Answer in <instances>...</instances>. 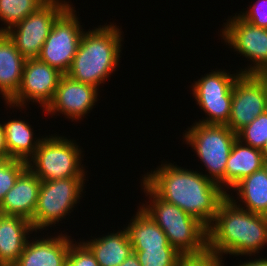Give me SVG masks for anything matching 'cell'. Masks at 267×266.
Listing matches in <instances>:
<instances>
[{"mask_svg":"<svg viewBox=\"0 0 267 266\" xmlns=\"http://www.w3.org/2000/svg\"><path fill=\"white\" fill-rule=\"evenodd\" d=\"M143 177V182L161 199L181 208L207 228L227 197L219 184L204 174L170 164H161Z\"/></svg>","mask_w":267,"mask_h":266,"instance_id":"1","label":"cell"},{"mask_svg":"<svg viewBox=\"0 0 267 266\" xmlns=\"http://www.w3.org/2000/svg\"><path fill=\"white\" fill-rule=\"evenodd\" d=\"M237 205L227 194L208 230V252L222 256L254 255L267 244V216Z\"/></svg>","mask_w":267,"mask_h":266,"instance_id":"2","label":"cell"},{"mask_svg":"<svg viewBox=\"0 0 267 266\" xmlns=\"http://www.w3.org/2000/svg\"><path fill=\"white\" fill-rule=\"evenodd\" d=\"M121 33L114 24L104 25L86 33L84 31L66 75L99 88L119 65L123 41Z\"/></svg>","mask_w":267,"mask_h":266,"instance_id":"3","label":"cell"},{"mask_svg":"<svg viewBox=\"0 0 267 266\" xmlns=\"http://www.w3.org/2000/svg\"><path fill=\"white\" fill-rule=\"evenodd\" d=\"M144 192L151 201L141 207L164 231L172 247L183 256L201 255L208 251L207 227L178 206L158 197L144 182Z\"/></svg>","mask_w":267,"mask_h":266,"instance_id":"4","label":"cell"},{"mask_svg":"<svg viewBox=\"0 0 267 266\" xmlns=\"http://www.w3.org/2000/svg\"><path fill=\"white\" fill-rule=\"evenodd\" d=\"M190 127L183 134L186 144L192 146L207 168L210 176H205L225 190V169L237 133L227 125L195 122Z\"/></svg>","mask_w":267,"mask_h":266,"instance_id":"5","label":"cell"},{"mask_svg":"<svg viewBox=\"0 0 267 266\" xmlns=\"http://www.w3.org/2000/svg\"><path fill=\"white\" fill-rule=\"evenodd\" d=\"M62 136L42 138L27 167L41 180L50 181L71 177H84L81 149ZM32 161V162H31Z\"/></svg>","mask_w":267,"mask_h":266,"instance_id":"6","label":"cell"},{"mask_svg":"<svg viewBox=\"0 0 267 266\" xmlns=\"http://www.w3.org/2000/svg\"><path fill=\"white\" fill-rule=\"evenodd\" d=\"M85 177H71L41 181L38 202L31 221L37 232L56 222L69 213L77 204L84 190Z\"/></svg>","mask_w":267,"mask_h":266,"instance_id":"7","label":"cell"},{"mask_svg":"<svg viewBox=\"0 0 267 266\" xmlns=\"http://www.w3.org/2000/svg\"><path fill=\"white\" fill-rule=\"evenodd\" d=\"M69 6L65 0H47L5 33L26 60L38 58L54 22Z\"/></svg>","mask_w":267,"mask_h":266,"instance_id":"8","label":"cell"},{"mask_svg":"<svg viewBox=\"0 0 267 266\" xmlns=\"http://www.w3.org/2000/svg\"><path fill=\"white\" fill-rule=\"evenodd\" d=\"M70 5L54 22L38 59L66 74L77 53L84 29Z\"/></svg>","mask_w":267,"mask_h":266,"instance_id":"9","label":"cell"},{"mask_svg":"<svg viewBox=\"0 0 267 266\" xmlns=\"http://www.w3.org/2000/svg\"><path fill=\"white\" fill-rule=\"evenodd\" d=\"M241 75L229 74L223 71H213L206 74L192 86L193 96L199 107L207 113L206 119L199 123L226 125L231 114L232 89L235 81Z\"/></svg>","mask_w":267,"mask_h":266,"instance_id":"10","label":"cell"},{"mask_svg":"<svg viewBox=\"0 0 267 266\" xmlns=\"http://www.w3.org/2000/svg\"><path fill=\"white\" fill-rule=\"evenodd\" d=\"M221 35L237 53L253 61L254 66L251 64L241 70V74H257L267 70V29L253 26L235 14L225 23Z\"/></svg>","mask_w":267,"mask_h":266,"instance_id":"11","label":"cell"},{"mask_svg":"<svg viewBox=\"0 0 267 266\" xmlns=\"http://www.w3.org/2000/svg\"><path fill=\"white\" fill-rule=\"evenodd\" d=\"M62 76L59 70L38 58L25 60L20 88L7 104L22 107L30 100L39 103L44 111L53 100Z\"/></svg>","mask_w":267,"mask_h":266,"instance_id":"12","label":"cell"},{"mask_svg":"<svg viewBox=\"0 0 267 266\" xmlns=\"http://www.w3.org/2000/svg\"><path fill=\"white\" fill-rule=\"evenodd\" d=\"M267 110V91L256 74H241L232 89L231 114L226 124L237 133Z\"/></svg>","mask_w":267,"mask_h":266,"instance_id":"13","label":"cell"},{"mask_svg":"<svg viewBox=\"0 0 267 266\" xmlns=\"http://www.w3.org/2000/svg\"><path fill=\"white\" fill-rule=\"evenodd\" d=\"M98 88L74 80L66 74L61 77L53 100L45 108L50 115L57 111L73 120L84 117L97 101Z\"/></svg>","mask_w":267,"mask_h":266,"instance_id":"14","label":"cell"},{"mask_svg":"<svg viewBox=\"0 0 267 266\" xmlns=\"http://www.w3.org/2000/svg\"><path fill=\"white\" fill-rule=\"evenodd\" d=\"M41 180L27 167L0 203L4 215L21 216L30 222L38 202Z\"/></svg>","mask_w":267,"mask_h":266,"instance_id":"15","label":"cell"},{"mask_svg":"<svg viewBox=\"0 0 267 266\" xmlns=\"http://www.w3.org/2000/svg\"><path fill=\"white\" fill-rule=\"evenodd\" d=\"M71 236L60 234L57 237L27 241L18 261L13 266H67Z\"/></svg>","mask_w":267,"mask_h":266,"instance_id":"16","label":"cell"},{"mask_svg":"<svg viewBox=\"0 0 267 266\" xmlns=\"http://www.w3.org/2000/svg\"><path fill=\"white\" fill-rule=\"evenodd\" d=\"M30 231H34L32 223L21 216L4 215L1 218L0 266H13L18 261Z\"/></svg>","mask_w":267,"mask_h":266,"instance_id":"17","label":"cell"},{"mask_svg":"<svg viewBox=\"0 0 267 266\" xmlns=\"http://www.w3.org/2000/svg\"><path fill=\"white\" fill-rule=\"evenodd\" d=\"M25 58L6 33H0V93L8 103L22 82Z\"/></svg>","mask_w":267,"mask_h":266,"instance_id":"18","label":"cell"},{"mask_svg":"<svg viewBox=\"0 0 267 266\" xmlns=\"http://www.w3.org/2000/svg\"><path fill=\"white\" fill-rule=\"evenodd\" d=\"M264 157L260 149L236 139L225 169V186L233 188L243 178L263 168ZM228 186V187H227Z\"/></svg>","mask_w":267,"mask_h":266,"instance_id":"19","label":"cell"},{"mask_svg":"<svg viewBox=\"0 0 267 266\" xmlns=\"http://www.w3.org/2000/svg\"><path fill=\"white\" fill-rule=\"evenodd\" d=\"M134 219L125 228L133 251L145 248H174L169 243L164 231L140 206Z\"/></svg>","mask_w":267,"mask_h":266,"instance_id":"20","label":"cell"},{"mask_svg":"<svg viewBox=\"0 0 267 266\" xmlns=\"http://www.w3.org/2000/svg\"><path fill=\"white\" fill-rule=\"evenodd\" d=\"M83 243L94 254L99 266H118L133 253V247L125 229Z\"/></svg>","mask_w":267,"mask_h":266,"instance_id":"21","label":"cell"},{"mask_svg":"<svg viewBox=\"0 0 267 266\" xmlns=\"http://www.w3.org/2000/svg\"><path fill=\"white\" fill-rule=\"evenodd\" d=\"M5 142L9 157L15 160L29 162L40 145L42 138L33 142L31 125L23 120H10L3 124Z\"/></svg>","mask_w":267,"mask_h":266,"instance_id":"22","label":"cell"},{"mask_svg":"<svg viewBox=\"0 0 267 266\" xmlns=\"http://www.w3.org/2000/svg\"><path fill=\"white\" fill-rule=\"evenodd\" d=\"M233 189L238 191L246 210L267 216V173L264 168L243 178Z\"/></svg>","mask_w":267,"mask_h":266,"instance_id":"23","label":"cell"},{"mask_svg":"<svg viewBox=\"0 0 267 266\" xmlns=\"http://www.w3.org/2000/svg\"><path fill=\"white\" fill-rule=\"evenodd\" d=\"M47 0H0V20L4 22V28L0 33H5L28 15L35 12Z\"/></svg>","mask_w":267,"mask_h":266,"instance_id":"24","label":"cell"},{"mask_svg":"<svg viewBox=\"0 0 267 266\" xmlns=\"http://www.w3.org/2000/svg\"><path fill=\"white\" fill-rule=\"evenodd\" d=\"M237 139L253 148L262 149L267 141V110L237 132Z\"/></svg>","mask_w":267,"mask_h":266,"instance_id":"25","label":"cell"},{"mask_svg":"<svg viewBox=\"0 0 267 266\" xmlns=\"http://www.w3.org/2000/svg\"><path fill=\"white\" fill-rule=\"evenodd\" d=\"M133 252L141 266H176L183 256L175 248H145Z\"/></svg>","mask_w":267,"mask_h":266,"instance_id":"26","label":"cell"},{"mask_svg":"<svg viewBox=\"0 0 267 266\" xmlns=\"http://www.w3.org/2000/svg\"><path fill=\"white\" fill-rule=\"evenodd\" d=\"M26 168L27 162L21 160L10 158L0 161V203Z\"/></svg>","mask_w":267,"mask_h":266,"instance_id":"27","label":"cell"},{"mask_svg":"<svg viewBox=\"0 0 267 266\" xmlns=\"http://www.w3.org/2000/svg\"><path fill=\"white\" fill-rule=\"evenodd\" d=\"M67 266H99L94 254L82 242L71 243L68 251Z\"/></svg>","mask_w":267,"mask_h":266,"instance_id":"28","label":"cell"},{"mask_svg":"<svg viewBox=\"0 0 267 266\" xmlns=\"http://www.w3.org/2000/svg\"><path fill=\"white\" fill-rule=\"evenodd\" d=\"M249 9L239 16L253 26L267 29V0H258Z\"/></svg>","mask_w":267,"mask_h":266,"instance_id":"29","label":"cell"},{"mask_svg":"<svg viewBox=\"0 0 267 266\" xmlns=\"http://www.w3.org/2000/svg\"><path fill=\"white\" fill-rule=\"evenodd\" d=\"M222 256L206 252L201 255L182 256L176 266H224Z\"/></svg>","mask_w":267,"mask_h":266,"instance_id":"30","label":"cell"},{"mask_svg":"<svg viewBox=\"0 0 267 266\" xmlns=\"http://www.w3.org/2000/svg\"><path fill=\"white\" fill-rule=\"evenodd\" d=\"M10 159L5 142V131L3 124L0 123V161Z\"/></svg>","mask_w":267,"mask_h":266,"instance_id":"31","label":"cell"},{"mask_svg":"<svg viewBox=\"0 0 267 266\" xmlns=\"http://www.w3.org/2000/svg\"><path fill=\"white\" fill-rule=\"evenodd\" d=\"M118 266H141V265L139 263L138 257L133 252L122 263H120Z\"/></svg>","mask_w":267,"mask_h":266,"instance_id":"32","label":"cell"},{"mask_svg":"<svg viewBox=\"0 0 267 266\" xmlns=\"http://www.w3.org/2000/svg\"><path fill=\"white\" fill-rule=\"evenodd\" d=\"M238 266H267V259L262 258V257H261V259L256 258L254 261L250 260V261L244 262Z\"/></svg>","mask_w":267,"mask_h":266,"instance_id":"33","label":"cell"},{"mask_svg":"<svg viewBox=\"0 0 267 266\" xmlns=\"http://www.w3.org/2000/svg\"><path fill=\"white\" fill-rule=\"evenodd\" d=\"M260 79L261 81L264 83V86L266 87V91H267V70H263V71H260L256 74Z\"/></svg>","mask_w":267,"mask_h":266,"instance_id":"34","label":"cell"},{"mask_svg":"<svg viewBox=\"0 0 267 266\" xmlns=\"http://www.w3.org/2000/svg\"><path fill=\"white\" fill-rule=\"evenodd\" d=\"M264 159H267V141L265 142L263 148L261 149Z\"/></svg>","mask_w":267,"mask_h":266,"instance_id":"35","label":"cell"},{"mask_svg":"<svg viewBox=\"0 0 267 266\" xmlns=\"http://www.w3.org/2000/svg\"><path fill=\"white\" fill-rule=\"evenodd\" d=\"M263 168H264V170H265L266 173H267V159H264V162H263Z\"/></svg>","mask_w":267,"mask_h":266,"instance_id":"36","label":"cell"},{"mask_svg":"<svg viewBox=\"0 0 267 266\" xmlns=\"http://www.w3.org/2000/svg\"><path fill=\"white\" fill-rule=\"evenodd\" d=\"M4 216V212H3V210H2V208L0 207V220H1V218Z\"/></svg>","mask_w":267,"mask_h":266,"instance_id":"37","label":"cell"}]
</instances>
